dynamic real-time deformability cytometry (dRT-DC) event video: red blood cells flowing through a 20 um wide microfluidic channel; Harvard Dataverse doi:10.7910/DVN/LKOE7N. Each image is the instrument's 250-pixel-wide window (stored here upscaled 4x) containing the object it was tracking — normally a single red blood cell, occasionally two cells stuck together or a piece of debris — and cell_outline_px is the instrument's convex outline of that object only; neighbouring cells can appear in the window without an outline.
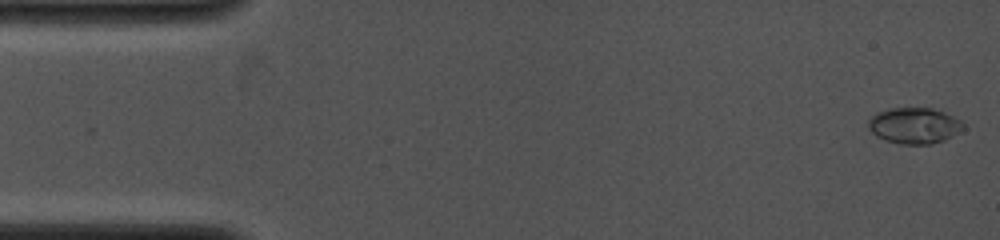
{"species": "common noctule bat (a hibernating species)", "species_latin": "Nyctalus noctula", "temperature_condition": "cold", "stored_images_in_passage": 53, "camera_frame_rate_fps": 4000, "um_per_image_px": 0.085, "animal": {"sex": "female", "body_mass_g": 19.0, "forearm_length_mm": 53.3}, "frame": {"image": 1, "passage_image": 1, "time_ms": 0.0, "image_size_px": [1000, 240], "cell_outline_px": [[964, 128], [952, 136], [944, 140], [932, 144], [900, 144], [876, 136], [868, 128], [868, 120], [872, 116], [888, 108], [932, 108], [944, 112], [960, 120], [964, 124]], "centroid_in_image_um": [77.72, 10.67], "position_along_channel_um": 7.3, "area_um2": 19.77}}
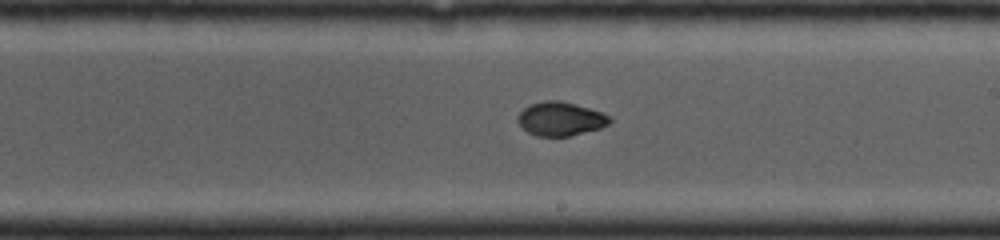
{"frame": {"image": 2, "passage_image": 32, "time_ms": 8.25, "image_size_px": [1000, 240], "cell_outline_px": [[612, 120], [608, 124], [600, 128], [568, 136], [536, 136], [528, 132], [516, 120], [516, 116], [528, 104], [544, 100], [560, 100], [588, 108], [612, 116]], "centroid_in_image_um": [47.62, 10.09], "position_along_channel_um": 241.4, "area_um2": 18.09}}
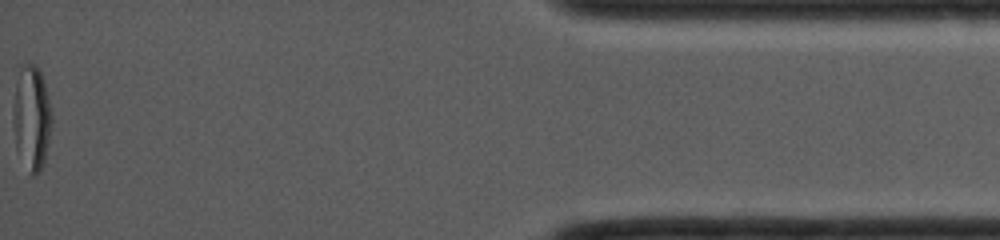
{"frame": {"image": 3, "passage_image": 53, "time_ms": 14.25, "image_size_px": [1000, 240], "cell_outline_px": [[52, 124], [44, 164], [36, 176], [32, 176], [16, 148], [12, 120], [12, 116], [16, 84], [20, 64], [36, 64], [40, 72], [44, 84], [52, 116]], "centroid_in_image_um": [2.68, 10.02], "position_along_channel_um": 432.5, "area_um2": 23.41}}